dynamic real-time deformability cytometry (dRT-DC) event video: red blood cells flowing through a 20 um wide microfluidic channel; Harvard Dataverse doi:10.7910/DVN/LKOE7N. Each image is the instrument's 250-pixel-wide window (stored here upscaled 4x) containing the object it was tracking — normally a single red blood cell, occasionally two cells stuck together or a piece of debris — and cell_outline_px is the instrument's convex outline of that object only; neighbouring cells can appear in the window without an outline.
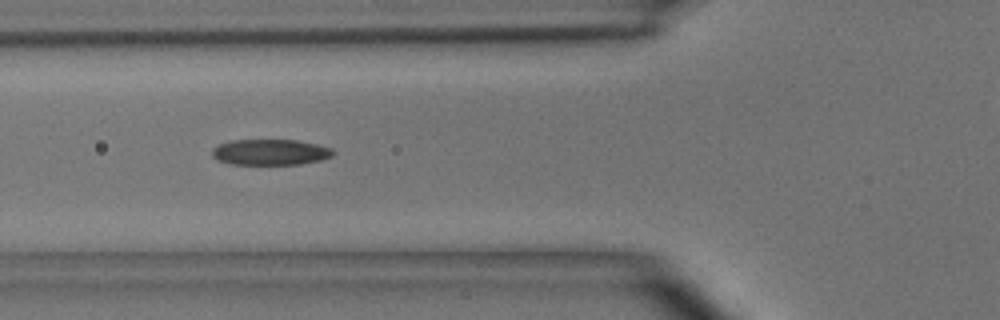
{"species": "common noctule bat (a hibernating species)", "species_latin": "Nyctalus noctula", "temperature_condition": "room temperature", "stored_images_in_passage": 5, "camera_frame_rate_fps": 3000, "um_per_image_px": 0.085, "animal": {"sex": "male", "body_mass_g": 15.6}, "frame": {"image": 1, "passage_image": 4, "time_ms": 3.333, "image_size_px": [1000, 320], "cell_outline_px": [[332, 156], [320, 160], [300, 164], [228, 164], [216, 160], [212, 156], [212, 148], [228, 140], [296, 140], [316, 144], [332, 148]], "centroid_in_image_um": [22.92, 12.93], "position_along_channel_um": 102.9, "area_um2": 18.21}}